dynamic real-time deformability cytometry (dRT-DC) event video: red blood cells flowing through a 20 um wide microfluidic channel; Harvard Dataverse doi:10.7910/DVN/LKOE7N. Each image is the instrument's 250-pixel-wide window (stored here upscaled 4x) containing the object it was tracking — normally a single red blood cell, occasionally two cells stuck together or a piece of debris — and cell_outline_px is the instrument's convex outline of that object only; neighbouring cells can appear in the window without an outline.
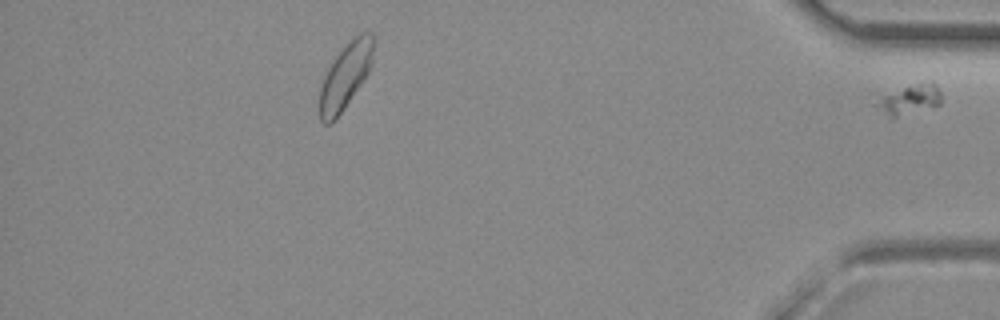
{"species": "common noctule bat (a hibernating species)", "species_latin": "Nyctalus noctula", "temperature_condition": "room temperature", "stored_images_in_passage": 31, "segment_of_instrument_passage": [2, 2], "camera_frame_rate_fps": 3000, "um_per_image_px": 0.085, "animal": {"sex": "female", "body_mass_g": 29.2, "forearm_length_mm": 56.3}, "frame": {"image": 1, "passage_image": 31, "time_ms": 10.0, "image_size_px": [1000, 320], "cell_outline_px": [[940, 104], [892, 120], [872, 104], [884, 96], [904, 88], [932, 80], [936, 84], [940, 92]], "centroid_in_image_um": [77.3, 8.52], "position_along_channel_um": 357.9, "area_um2": 11.16}}